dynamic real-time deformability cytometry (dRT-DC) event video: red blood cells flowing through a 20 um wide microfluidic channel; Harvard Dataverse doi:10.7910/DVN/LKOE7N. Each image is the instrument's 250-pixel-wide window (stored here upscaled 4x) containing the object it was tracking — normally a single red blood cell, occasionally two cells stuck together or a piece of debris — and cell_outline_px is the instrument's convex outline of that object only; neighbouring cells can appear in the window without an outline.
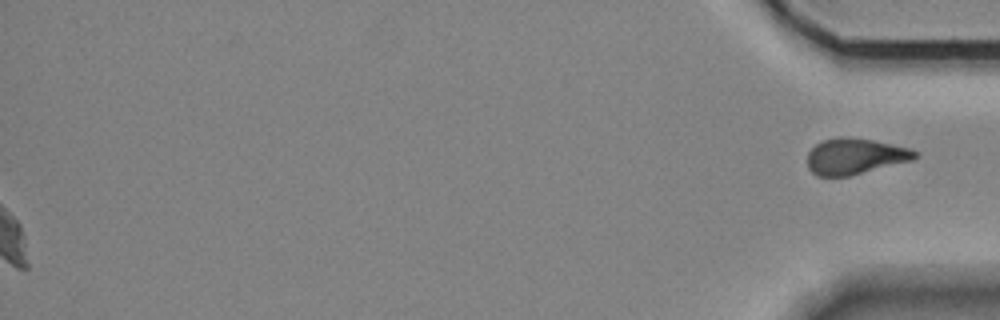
{"species": "Egyptian fruit bat (a non-hibernating species)", "species_latin": "Rousettus aegyptiacus", "temperature_condition": "room temperature", "stored_images_in_passage": 56, "segment_of_instrument_passage": [2, 2], "camera_frame_rate_fps": 3000, "um_per_image_px": 0.085, "animal": {"sex": "female"}, "frame": {"image": 1, "passage_image": 56, "time_ms": 18.333, "image_size_px": [1000, 320], "cell_outline_px": [[920, 156], [916, 160], [848, 176], [816, 176], [808, 168], [808, 152], [816, 144], [824, 140], [836, 136], [840, 136], [872, 140], [912, 148], [920, 152]], "centroid_in_image_um": [72.75, 13.28], "position_along_channel_um": 362.5, "area_um2": 22.89}}